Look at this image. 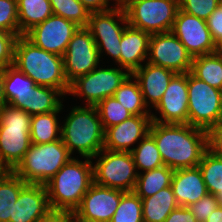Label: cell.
<instances>
[{
  "label": "cell",
  "instance_id": "cell-1",
  "mask_svg": "<svg viewBox=\"0 0 222 222\" xmlns=\"http://www.w3.org/2000/svg\"><path fill=\"white\" fill-rule=\"evenodd\" d=\"M149 133L165 166L177 170L199 165L207 147V131L189 124L152 121Z\"/></svg>",
  "mask_w": 222,
  "mask_h": 222
},
{
  "label": "cell",
  "instance_id": "cell-2",
  "mask_svg": "<svg viewBox=\"0 0 222 222\" xmlns=\"http://www.w3.org/2000/svg\"><path fill=\"white\" fill-rule=\"evenodd\" d=\"M84 159L82 162L72 157L44 184L51 210L73 214L80 206L83 196L94 182L93 160Z\"/></svg>",
  "mask_w": 222,
  "mask_h": 222
},
{
  "label": "cell",
  "instance_id": "cell-3",
  "mask_svg": "<svg viewBox=\"0 0 222 222\" xmlns=\"http://www.w3.org/2000/svg\"><path fill=\"white\" fill-rule=\"evenodd\" d=\"M13 65L37 85L60 90L65 96L69 93L63 57L39 48L25 35H20L15 41Z\"/></svg>",
  "mask_w": 222,
  "mask_h": 222
},
{
  "label": "cell",
  "instance_id": "cell-4",
  "mask_svg": "<svg viewBox=\"0 0 222 222\" xmlns=\"http://www.w3.org/2000/svg\"><path fill=\"white\" fill-rule=\"evenodd\" d=\"M104 131L96 106H74L61 125V139L71 155L92 159L104 148Z\"/></svg>",
  "mask_w": 222,
  "mask_h": 222
},
{
  "label": "cell",
  "instance_id": "cell-5",
  "mask_svg": "<svg viewBox=\"0 0 222 222\" xmlns=\"http://www.w3.org/2000/svg\"><path fill=\"white\" fill-rule=\"evenodd\" d=\"M31 117L10 104L0 108V165L8 171L18 165L30 148Z\"/></svg>",
  "mask_w": 222,
  "mask_h": 222
},
{
  "label": "cell",
  "instance_id": "cell-6",
  "mask_svg": "<svg viewBox=\"0 0 222 222\" xmlns=\"http://www.w3.org/2000/svg\"><path fill=\"white\" fill-rule=\"evenodd\" d=\"M72 158L62 139L45 143H31L23 159L12 170L26 183L45 184Z\"/></svg>",
  "mask_w": 222,
  "mask_h": 222
},
{
  "label": "cell",
  "instance_id": "cell-7",
  "mask_svg": "<svg viewBox=\"0 0 222 222\" xmlns=\"http://www.w3.org/2000/svg\"><path fill=\"white\" fill-rule=\"evenodd\" d=\"M130 26L159 34L172 30L179 7L177 0H120Z\"/></svg>",
  "mask_w": 222,
  "mask_h": 222
},
{
  "label": "cell",
  "instance_id": "cell-8",
  "mask_svg": "<svg viewBox=\"0 0 222 222\" xmlns=\"http://www.w3.org/2000/svg\"><path fill=\"white\" fill-rule=\"evenodd\" d=\"M188 124L208 131L222 121V90L187 73Z\"/></svg>",
  "mask_w": 222,
  "mask_h": 222
},
{
  "label": "cell",
  "instance_id": "cell-9",
  "mask_svg": "<svg viewBox=\"0 0 222 222\" xmlns=\"http://www.w3.org/2000/svg\"><path fill=\"white\" fill-rule=\"evenodd\" d=\"M95 158H98L93 164L96 184L124 192L134 191L138 171L131 152L103 149L92 159Z\"/></svg>",
  "mask_w": 222,
  "mask_h": 222
},
{
  "label": "cell",
  "instance_id": "cell-10",
  "mask_svg": "<svg viewBox=\"0 0 222 222\" xmlns=\"http://www.w3.org/2000/svg\"><path fill=\"white\" fill-rule=\"evenodd\" d=\"M114 4L108 11L90 13L86 28L93 36L100 58L105 51L120 66V42L128 22L123 6L119 2Z\"/></svg>",
  "mask_w": 222,
  "mask_h": 222
},
{
  "label": "cell",
  "instance_id": "cell-11",
  "mask_svg": "<svg viewBox=\"0 0 222 222\" xmlns=\"http://www.w3.org/2000/svg\"><path fill=\"white\" fill-rule=\"evenodd\" d=\"M96 67L70 84L68 95L84 97L88 106H96L107 97L114 96L130 73L123 68ZM126 71V72H125Z\"/></svg>",
  "mask_w": 222,
  "mask_h": 222
},
{
  "label": "cell",
  "instance_id": "cell-12",
  "mask_svg": "<svg viewBox=\"0 0 222 222\" xmlns=\"http://www.w3.org/2000/svg\"><path fill=\"white\" fill-rule=\"evenodd\" d=\"M62 57L65 76L69 84L94 70L100 63L98 48L86 27H79L73 34Z\"/></svg>",
  "mask_w": 222,
  "mask_h": 222
},
{
  "label": "cell",
  "instance_id": "cell-13",
  "mask_svg": "<svg viewBox=\"0 0 222 222\" xmlns=\"http://www.w3.org/2000/svg\"><path fill=\"white\" fill-rule=\"evenodd\" d=\"M124 193L93 182L73 212L72 222H110Z\"/></svg>",
  "mask_w": 222,
  "mask_h": 222
},
{
  "label": "cell",
  "instance_id": "cell-14",
  "mask_svg": "<svg viewBox=\"0 0 222 222\" xmlns=\"http://www.w3.org/2000/svg\"><path fill=\"white\" fill-rule=\"evenodd\" d=\"M192 60L186 47L171 31L150 36L146 62L175 73H188L191 71Z\"/></svg>",
  "mask_w": 222,
  "mask_h": 222
},
{
  "label": "cell",
  "instance_id": "cell-15",
  "mask_svg": "<svg viewBox=\"0 0 222 222\" xmlns=\"http://www.w3.org/2000/svg\"><path fill=\"white\" fill-rule=\"evenodd\" d=\"M79 29L74 22L52 14L34 26L25 36L39 48L63 56L73 34Z\"/></svg>",
  "mask_w": 222,
  "mask_h": 222
},
{
  "label": "cell",
  "instance_id": "cell-16",
  "mask_svg": "<svg viewBox=\"0 0 222 222\" xmlns=\"http://www.w3.org/2000/svg\"><path fill=\"white\" fill-rule=\"evenodd\" d=\"M171 32L193 58L214 53L215 43L204 19L189 15L179 9Z\"/></svg>",
  "mask_w": 222,
  "mask_h": 222
},
{
  "label": "cell",
  "instance_id": "cell-17",
  "mask_svg": "<svg viewBox=\"0 0 222 222\" xmlns=\"http://www.w3.org/2000/svg\"><path fill=\"white\" fill-rule=\"evenodd\" d=\"M160 117L151 114L159 123L188 124L187 73H177L170 81L159 103L154 107Z\"/></svg>",
  "mask_w": 222,
  "mask_h": 222
},
{
  "label": "cell",
  "instance_id": "cell-18",
  "mask_svg": "<svg viewBox=\"0 0 222 222\" xmlns=\"http://www.w3.org/2000/svg\"><path fill=\"white\" fill-rule=\"evenodd\" d=\"M151 122V115H132L118 125L106 128L103 149L131 152L130 147L147 135Z\"/></svg>",
  "mask_w": 222,
  "mask_h": 222
},
{
  "label": "cell",
  "instance_id": "cell-19",
  "mask_svg": "<svg viewBox=\"0 0 222 222\" xmlns=\"http://www.w3.org/2000/svg\"><path fill=\"white\" fill-rule=\"evenodd\" d=\"M49 211L51 208L45 185L27 183L13 206V218H10V222H35Z\"/></svg>",
  "mask_w": 222,
  "mask_h": 222
},
{
  "label": "cell",
  "instance_id": "cell-20",
  "mask_svg": "<svg viewBox=\"0 0 222 222\" xmlns=\"http://www.w3.org/2000/svg\"><path fill=\"white\" fill-rule=\"evenodd\" d=\"M174 71L146 62L132 75L137 80L147 107L154 108L161 100L171 79L176 75Z\"/></svg>",
  "mask_w": 222,
  "mask_h": 222
},
{
  "label": "cell",
  "instance_id": "cell-21",
  "mask_svg": "<svg viewBox=\"0 0 222 222\" xmlns=\"http://www.w3.org/2000/svg\"><path fill=\"white\" fill-rule=\"evenodd\" d=\"M171 188L182 207L197 202L208 193L199 166L174 170Z\"/></svg>",
  "mask_w": 222,
  "mask_h": 222
},
{
  "label": "cell",
  "instance_id": "cell-22",
  "mask_svg": "<svg viewBox=\"0 0 222 222\" xmlns=\"http://www.w3.org/2000/svg\"><path fill=\"white\" fill-rule=\"evenodd\" d=\"M150 34L129 24L125 27L120 42V68L130 74L139 69L148 58Z\"/></svg>",
  "mask_w": 222,
  "mask_h": 222
},
{
  "label": "cell",
  "instance_id": "cell-23",
  "mask_svg": "<svg viewBox=\"0 0 222 222\" xmlns=\"http://www.w3.org/2000/svg\"><path fill=\"white\" fill-rule=\"evenodd\" d=\"M63 96L60 90L36 85L25 94H16L9 104L33 116L58 110L63 105L60 99Z\"/></svg>",
  "mask_w": 222,
  "mask_h": 222
},
{
  "label": "cell",
  "instance_id": "cell-24",
  "mask_svg": "<svg viewBox=\"0 0 222 222\" xmlns=\"http://www.w3.org/2000/svg\"><path fill=\"white\" fill-rule=\"evenodd\" d=\"M141 199L143 222H165L169 214L179 207L171 186Z\"/></svg>",
  "mask_w": 222,
  "mask_h": 222
},
{
  "label": "cell",
  "instance_id": "cell-25",
  "mask_svg": "<svg viewBox=\"0 0 222 222\" xmlns=\"http://www.w3.org/2000/svg\"><path fill=\"white\" fill-rule=\"evenodd\" d=\"M20 35L44 22L53 12L49 0H17Z\"/></svg>",
  "mask_w": 222,
  "mask_h": 222
},
{
  "label": "cell",
  "instance_id": "cell-26",
  "mask_svg": "<svg viewBox=\"0 0 222 222\" xmlns=\"http://www.w3.org/2000/svg\"><path fill=\"white\" fill-rule=\"evenodd\" d=\"M62 108L63 105L54 112L42 113L31 117V143L45 144L61 138V124H59L57 116L62 111Z\"/></svg>",
  "mask_w": 222,
  "mask_h": 222
},
{
  "label": "cell",
  "instance_id": "cell-27",
  "mask_svg": "<svg viewBox=\"0 0 222 222\" xmlns=\"http://www.w3.org/2000/svg\"><path fill=\"white\" fill-rule=\"evenodd\" d=\"M174 170L163 165L150 171L139 172L134 192L140 198H146L171 186Z\"/></svg>",
  "mask_w": 222,
  "mask_h": 222
},
{
  "label": "cell",
  "instance_id": "cell-28",
  "mask_svg": "<svg viewBox=\"0 0 222 222\" xmlns=\"http://www.w3.org/2000/svg\"><path fill=\"white\" fill-rule=\"evenodd\" d=\"M190 72L213 88L222 90V59L215 53L194 57Z\"/></svg>",
  "mask_w": 222,
  "mask_h": 222
},
{
  "label": "cell",
  "instance_id": "cell-29",
  "mask_svg": "<svg viewBox=\"0 0 222 222\" xmlns=\"http://www.w3.org/2000/svg\"><path fill=\"white\" fill-rule=\"evenodd\" d=\"M198 166L208 193L215 195L219 206L222 207V157L214 155L207 149Z\"/></svg>",
  "mask_w": 222,
  "mask_h": 222
},
{
  "label": "cell",
  "instance_id": "cell-30",
  "mask_svg": "<svg viewBox=\"0 0 222 222\" xmlns=\"http://www.w3.org/2000/svg\"><path fill=\"white\" fill-rule=\"evenodd\" d=\"M26 184L12 171L0 179V222H10V218H13V206Z\"/></svg>",
  "mask_w": 222,
  "mask_h": 222
},
{
  "label": "cell",
  "instance_id": "cell-31",
  "mask_svg": "<svg viewBox=\"0 0 222 222\" xmlns=\"http://www.w3.org/2000/svg\"><path fill=\"white\" fill-rule=\"evenodd\" d=\"M114 97L132 115H151L150 108L148 109L144 103L139 84L132 74L115 91Z\"/></svg>",
  "mask_w": 222,
  "mask_h": 222
},
{
  "label": "cell",
  "instance_id": "cell-32",
  "mask_svg": "<svg viewBox=\"0 0 222 222\" xmlns=\"http://www.w3.org/2000/svg\"><path fill=\"white\" fill-rule=\"evenodd\" d=\"M131 154L138 173L139 170L145 172L164 165L156 141L149 132L137 147H132Z\"/></svg>",
  "mask_w": 222,
  "mask_h": 222
},
{
  "label": "cell",
  "instance_id": "cell-33",
  "mask_svg": "<svg viewBox=\"0 0 222 222\" xmlns=\"http://www.w3.org/2000/svg\"><path fill=\"white\" fill-rule=\"evenodd\" d=\"M37 84L14 65L4 68V95L9 104L16 94H25Z\"/></svg>",
  "mask_w": 222,
  "mask_h": 222
},
{
  "label": "cell",
  "instance_id": "cell-34",
  "mask_svg": "<svg viewBox=\"0 0 222 222\" xmlns=\"http://www.w3.org/2000/svg\"><path fill=\"white\" fill-rule=\"evenodd\" d=\"M110 222H143L142 199L134 192H125Z\"/></svg>",
  "mask_w": 222,
  "mask_h": 222
},
{
  "label": "cell",
  "instance_id": "cell-35",
  "mask_svg": "<svg viewBox=\"0 0 222 222\" xmlns=\"http://www.w3.org/2000/svg\"><path fill=\"white\" fill-rule=\"evenodd\" d=\"M52 12L79 27H86L90 13L79 0H49Z\"/></svg>",
  "mask_w": 222,
  "mask_h": 222
},
{
  "label": "cell",
  "instance_id": "cell-36",
  "mask_svg": "<svg viewBox=\"0 0 222 222\" xmlns=\"http://www.w3.org/2000/svg\"><path fill=\"white\" fill-rule=\"evenodd\" d=\"M104 130L118 125L132 114L114 96L107 97L96 105Z\"/></svg>",
  "mask_w": 222,
  "mask_h": 222
},
{
  "label": "cell",
  "instance_id": "cell-37",
  "mask_svg": "<svg viewBox=\"0 0 222 222\" xmlns=\"http://www.w3.org/2000/svg\"><path fill=\"white\" fill-rule=\"evenodd\" d=\"M0 29L20 36L17 0H0Z\"/></svg>",
  "mask_w": 222,
  "mask_h": 222
},
{
  "label": "cell",
  "instance_id": "cell-38",
  "mask_svg": "<svg viewBox=\"0 0 222 222\" xmlns=\"http://www.w3.org/2000/svg\"><path fill=\"white\" fill-rule=\"evenodd\" d=\"M179 7L189 15L207 20L218 7V0H180Z\"/></svg>",
  "mask_w": 222,
  "mask_h": 222
},
{
  "label": "cell",
  "instance_id": "cell-39",
  "mask_svg": "<svg viewBox=\"0 0 222 222\" xmlns=\"http://www.w3.org/2000/svg\"><path fill=\"white\" fill-rule=\"evenodd\" d=\"M219 206L215 195L207 193L204 197L195 203L190 204L187 208L197 222H206L209 215Z\"/></svg>",
  "mask_w": 222,
  "mask_h": 222
},
{
  "label": "cell",
  "instance_id": "cell-40",
  "mask_svg": "<svg viewBox=\"0 0 222 222\" xmlns=\"http://www.w3.org/2000/svg\"><path fill=\"white\" fill-rule=\"evenodd\" d=\"M17 36L0 29V68L14 64V45Z\"/></svg>",
  "mask_w": 222,
  "mask_h": 222
},
{
  "label": "cell",
  "instance_id": "cell-41",
  "mask_svg": "<svg viewBox=\"0 0 222 222\" xmlns=\"http://www.w3.org/2000/svg\"><path fill=\"white\" fill-rule=\"evenodd\" d=\"M207 147L214 155L222 157V121L207 131Z\"/></svg>",
  "mask_w": 222,
  "mask_h": 222
},
{
  "label": "cell",
  "instance_id": "cell-42",
  "mask_svg": "<svg viewBox=\"0 0 222 222\" xmlns=\"http://www.w3.org/2000/svg\"><path fill=\"white\" fill-rule=\"evenodd\" d=\"M208 29L214 43L222 40V9L217 7L215 11L206 20Z\"/></svg>",
  "mask_w": 222,
  "mask_h": 222
},
{
  "label": "cell",
  "instance_id": "cell-43",
  "mask_svg": "<svg viewBox=\"0 0 222 222\" xmlns=\"http://www.w3.org/2000/svg\"><path fill=\"white\" fill-rule=\"evenodd\" d=\"M165 222H197L192 212L187 207L179 206L174 209Z\"/></svg>",
  "mask_w": 222,
  "mask_h": 222
},
{
  "label": "cell",
  "instance_id": "cell-44",
  "mask_svg": "<svg viewBox=\"0 0 222 222\" xmlns=\"http://www.w3.org/2000/svg\"><path fill=\"white\" fill-rule=\"evenodd\" d=\"M79 1L84 5V7L88 10L89 13L108 11L114 7V4L112 7H110L109 4L110 0H79ZM115 2L118 3L119 1L115 0Z\"/></svg>",
  "mask_w": 222,
  "mask_h": 222
},
{
  "label": "cell",
  "instance_id": "cell-45",
  "mask_svg": "<svg viewBox=\"0 0 222 222\" xmlns=\"http://www.w3.org/2000/svg\"><path fill=\"white\" fill-rule=\"evenodd\" d=\"M35 222H72V214L65 211L51 210Z\"/></svg>",
  "mask_w": 222,
  "mask_h": 222
},
{
  "label": "cell",
  "instance_id": "cell-46",
  "mask_svg": "<svg viewBox=\"0 0 222 222\" xmlns=\"http://www.w3.org/2000/svg\"><path fill=\"white\" fill-rule=\"evenodd\" d=\"M206 222H222V207L218 206L214 211H212Z\"/></svg>",
  "mask_w": 222,
  "mask_h": 222
},
{
  "label": "cell",
  "instance_id": "cell-47",
  "mask_svg": "<svg viewBox=\"0 0 222 222\" xmlns=\"http://www.w3.org/2000/svg\"><path fill=\"white\" fill-rule=\"evenodd\" d=\"M6 104L4 95V68H0V108Z\"/></svg>",
  "mask_w": 222,
  "mask_h": 222
},
{
  "label": "cell",
  "instance_id": "cell-48",
  "mask_svg": "<svg viewBox=\"0 0 222 222\" xmlns=\"http://www.w3.org/2000/svg\"><path fill=\"white\" fill-rule=\"evenodd\" d=\"M214 53L220 58L222 59V40L215 43V49H214Z\"/></svg>",
  "mask_w": 222,
  "mask_h": 222
},
{
  "label": "cell",
  "instance_id": "cell-49",
  "mask_svg": "<svg viewBox=\"0 0 222 222\" xmlns=\"http://www.w3.org/2000/svg\"><path fill=\"white\" fill-rule=\"evenodd\" d=\"M8 172V170L0 165V179Z\"/></svg>",
  "mask_w": 222,
  "mask_h": 222
},
{
  "label": "cell",
  "instance_id": "cell-50",
  "mask_svg": "<svg viewBox=\"0 0 222 222\" xmlns=\"http://www.w3.org/2000/svg\"><path fill=\"white\" fill-rule=\"evenodd\" d=\"M218 7L222 9V0H218Z\"/></svg>",
  "mask_w": 222,
  "mask_h": 222
}]
</instances>
